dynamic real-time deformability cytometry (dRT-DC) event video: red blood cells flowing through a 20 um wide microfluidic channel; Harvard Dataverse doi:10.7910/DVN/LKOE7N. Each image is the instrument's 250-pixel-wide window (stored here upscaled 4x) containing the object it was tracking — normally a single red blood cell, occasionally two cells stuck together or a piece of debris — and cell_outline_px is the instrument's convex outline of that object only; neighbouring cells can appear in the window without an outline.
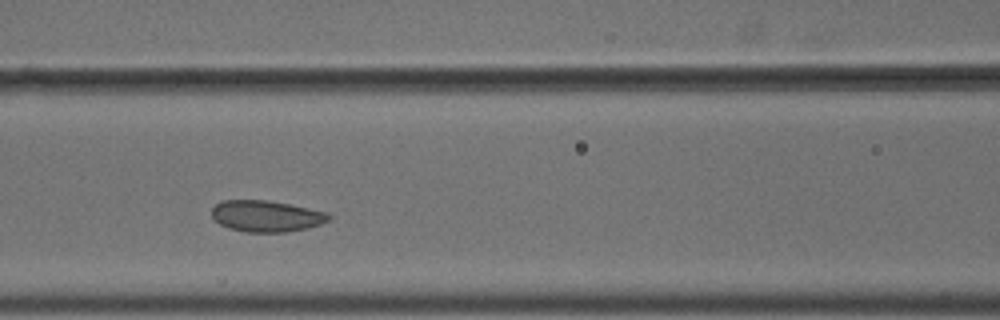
{"species": "common noctule bat (a hibernating species)", "species_latin": "Nyctalus noctula", "temperature_condition": "cold", "stored_images_in_passage": 5, "camera_frame_rate_fps": 3000, "um_per_image_px": 0.085, "animal": {"sex": "male", "body_mass_g": 18.8}, "frame": {"image": 1, "passage_image": 4, "time_ms": 1.0, "image_size_px": [1000, 320], "cell_outline_px": [[332, 216], [328, 220], [320, 224], [308, 228], [284, 232], [248, 232], [228, 228], [212, 220], [212, 208], [220, 200], [268, 200], [328, 212]], "centroid_in_image_um": [22.61, 18.36], "position_along_channel_um": 144.0, "area_um2": 21.44}}
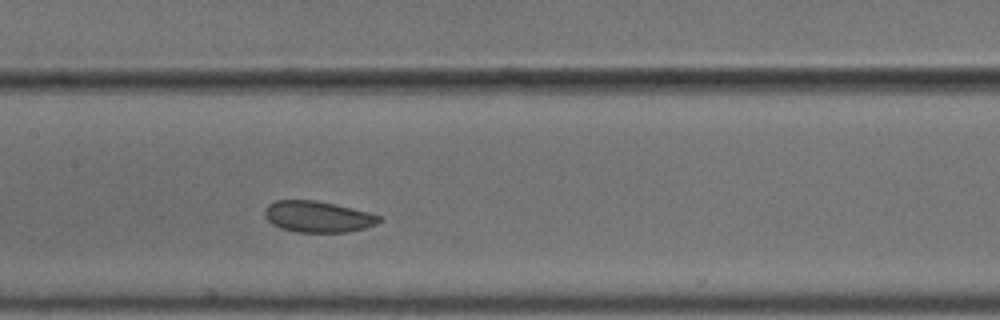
{"frame": {"image": 2, "passage_image": 5, "time_ms": 1.333, "image_size_px": [1000, 320], "cell_outline_px": [[384, 220], [376, 224], [364, 228], [348, 232], [296, 232], [280, 228], [272, 224], [264, 216], [264, 208], [268, 204], [276, 200], [316, 200], [368, 212], [384, 216]], "centroid_in_image_um": [27.02, 18.42], "position_along_channel_um": 180.4, "area_um2": 20.98}}